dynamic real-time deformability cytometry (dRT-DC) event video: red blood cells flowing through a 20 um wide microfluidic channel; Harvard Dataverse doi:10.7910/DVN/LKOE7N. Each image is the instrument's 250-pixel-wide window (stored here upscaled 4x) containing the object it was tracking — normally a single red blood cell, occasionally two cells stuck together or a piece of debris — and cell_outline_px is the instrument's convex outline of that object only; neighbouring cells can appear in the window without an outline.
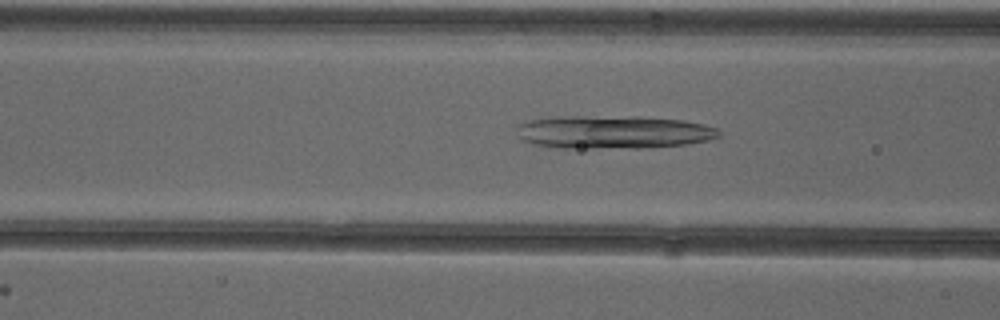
{"species": "common noctule bat (a hibernating species)", "species_latin": "Nyctalus noctula", "temperature_condition": "cold", "stored_images_in_passage": 50, "camera_frame_rate_fps": 3000, "um_per_image_px": 0.085, "animal": {"sex": "female"}, "frame": {"image": 1, "passage_image": 19, "time_ms": 6.0, "image_size_px": [1000, 320], "cell_outline_px": [[720, 136], [708, 140], [688, 144], [640, 148], [556, 148], [532, 144], [520, 140], [516, 128], [520, 124], [528, 120], [552, 116], [640, 116], [684, 120], [704, 124], [716, 128], [720, 132]], "centroid_in_image_um": [52.09, 11.22], "position_along_channel_um": 114.5, "area_um2": 39.71}}
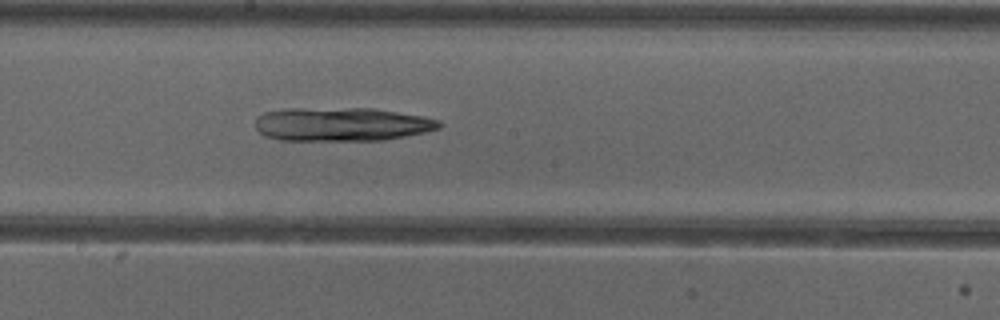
{"frame": {"image": 2, "passage_image": 27, "time_ms": 8.667, "image_size_px": [1000, 320], "cell_outline_px": [[444, 124], [440, 128], [424, 132], [384, 140], [280, 140], [268, 136], [260, 132], [256, 128], [256, 116], [264, 112], [284, 108], [372, 108], [420, 116], [440, 120]], "centroid_in_image_um": [29.03, 10.55], "position_along_channel_um": 219.2, "area_um2": 36.07}}
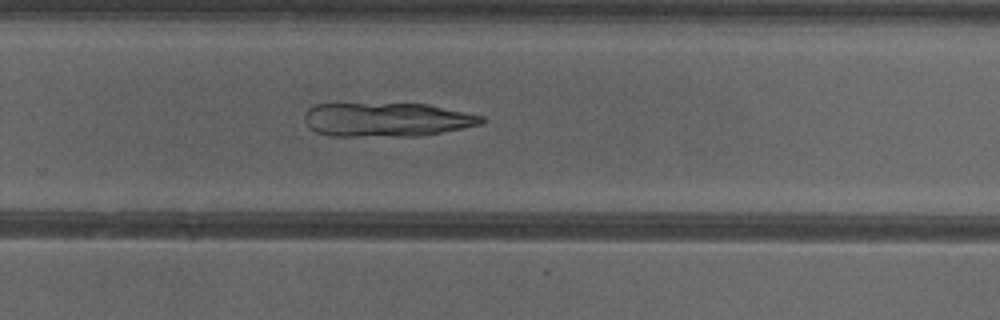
{"frame": {"image": 3, "passage_image": 33, "time_ms": 10.667, "image_size_px": [1000, 320], "cell_outline_px": [[488, 120], [480, 124], [420, 136], [332, 136], [316, 132], [304, 120], [304, 112], [308, 108], [316, 104], [428, 104], [484, 116]], "centroid_in_image_um": [32.87, 10.17], "position_along_channel_um": 296.9, "area_um2": 34.91}}